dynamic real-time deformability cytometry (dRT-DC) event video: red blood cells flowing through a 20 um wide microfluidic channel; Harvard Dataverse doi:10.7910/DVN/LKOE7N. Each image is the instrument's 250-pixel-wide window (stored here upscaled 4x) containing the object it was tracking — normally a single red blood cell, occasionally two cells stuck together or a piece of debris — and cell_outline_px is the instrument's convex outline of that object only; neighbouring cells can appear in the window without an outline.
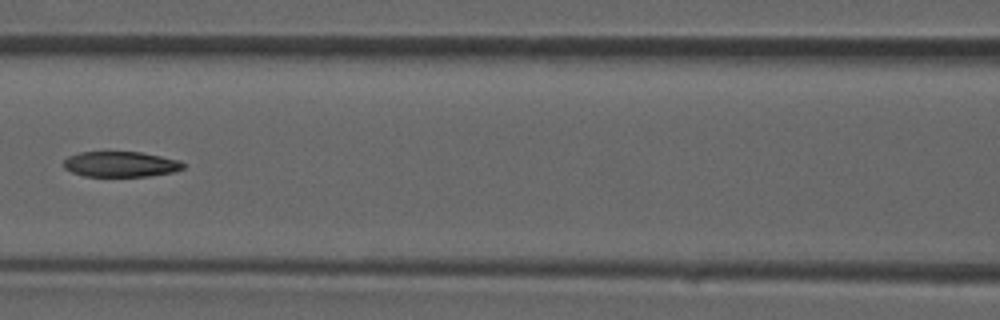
{"species": "common noctule bat (a hibernating species)", "species_latin": "Nyctalus noctula", "temperature_condition": "room temperature", "stored_images_in_passage": 40, "camera_frame_rate_fps": 3000, "um_per_image_px": 0.085, "animal": {"sex": "male", "forearm_length_mm": 52.5}, "frame": {"image": 1, "passage_image": 18, "time_ms": 5.667, "image_size_px": [1000, 320], "cell_outline_px": [[184, 168], [172, 172], [148, 176], [84, 176], [72, 172], [64, 168], [64, 160], [68, 156], [80, 152], [140, 152], [180, 160], [184, 164]], "centroid_in_image_um": [10.24, 13.95], "position_along_channel_um": 156.4, "area_um2": 17.63}}
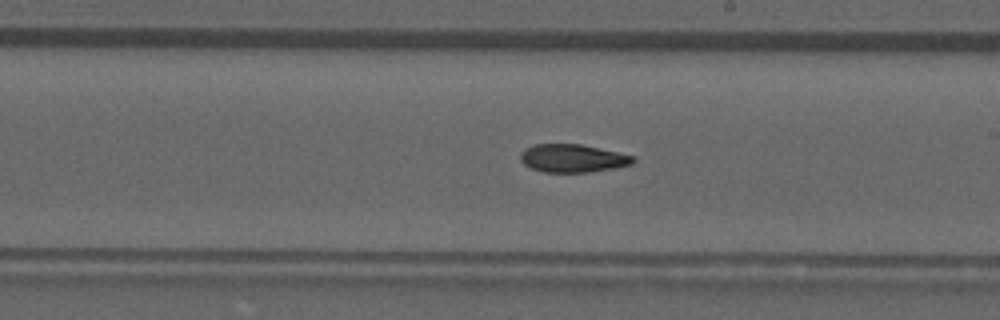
{"frame": {"image": 2, "passage_image": 23, "time_ms": 7.333, "image_size_px": [1000, 320], "cell_outline_px": [[636, 160], [632, 164], [616, 168], [588, 172], [544, 172], [528, 168], [520, 160], [520, 152], [524, 148], [536, 144], [580, 144], [636, 156]], "centroid_in_image_um": [48.67, 13.46], "position_along_channel_um": 240.3, "area_um2": 18.61}}